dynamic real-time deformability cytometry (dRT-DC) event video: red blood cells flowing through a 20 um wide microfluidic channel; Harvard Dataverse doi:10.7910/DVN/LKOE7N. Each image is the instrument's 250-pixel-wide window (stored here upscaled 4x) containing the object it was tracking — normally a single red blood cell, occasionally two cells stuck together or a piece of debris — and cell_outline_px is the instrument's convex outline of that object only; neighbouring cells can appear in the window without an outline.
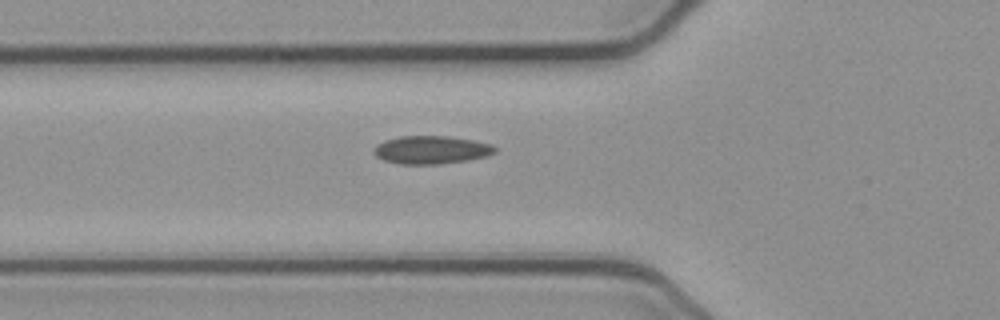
{"species": "common noctule bat (a hibernating species)", "species_latin": "Nyctalus noctula", "temperature_condition": "cold", "stored_images_in_passage": 36, "camera_frame_rate_fps": 3000, "um_per_image_px": 0.085, "animal": {"sex": "female", "body_mass_g": 21.9}, "frame": {"image": 1, "passage_image": 3, "time_ms": 0.667, "image_size_px": [1000, 320], "cell_outline_px": [[496, 152], [484, 156], [468, 160], [440, 164], [400, 164], [384, 160], [376, 156], [372, 152], [372, 148], [376, 144], [384, 140], [400, 136], [448, 136], [472, 140], [492, 144], [496, 148]], "centroid_in_image_um": [36.61, 12.73], "position_along_channel_um": 89.2, "area_um2": 19.88}}
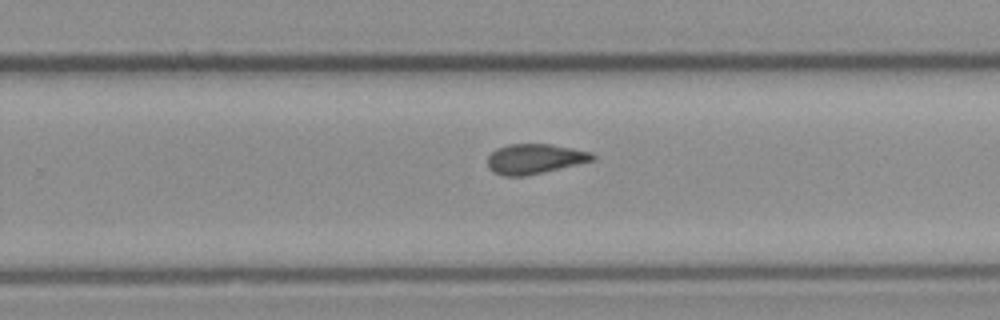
{"frame": {"image": 2, "passage_image": 18, "time_ms": 5.667, "image_size_px": [1000, 320], "cell_outline_px": [[596, 160], [528, 176], [504, 176], [488, 168], [488, 156], [496, 148], [508, 144], [552, 144], [592, 152], [596, 156]], "centroid_in_image_um": [45.48, 13.5], "position_along_channel_um": 284.3, "area_um2": 18.5}}
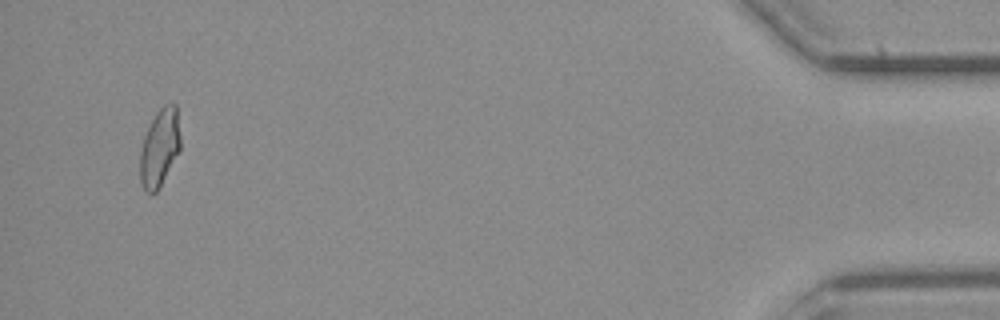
{"frame": {"image": 3, "passage_image": 35, "time_ms": 11.333, "image_size_px": [1000, 320], "cell_outline_px": [[180, 152], [160, 188], [152, 196], [144, 192], [140, 184], [140, 152], [144, 136], [156, 112], [164, 104], [176, 104], [180, 136]], "centroid_in_image_um": [13.56, 12.64], "position_along_channel_um": 421.6, "area_um2": 18.67}}